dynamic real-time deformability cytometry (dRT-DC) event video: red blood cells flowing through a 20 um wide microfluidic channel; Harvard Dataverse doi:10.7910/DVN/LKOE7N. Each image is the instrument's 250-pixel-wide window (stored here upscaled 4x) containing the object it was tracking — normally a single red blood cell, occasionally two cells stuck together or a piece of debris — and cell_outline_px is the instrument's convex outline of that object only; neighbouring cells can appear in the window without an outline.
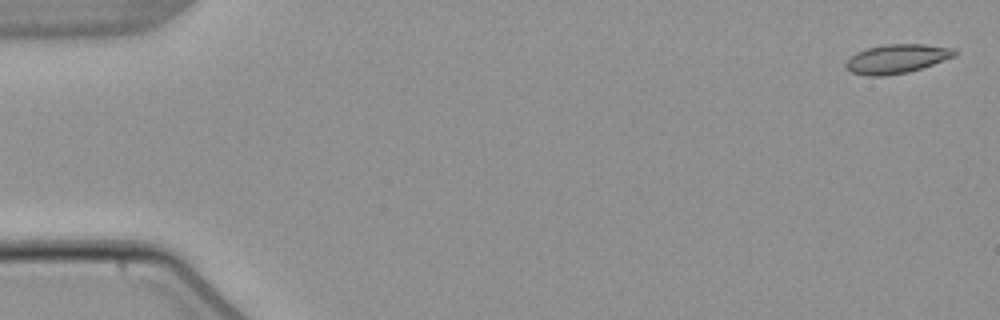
{"species": "common noctule bat (a hibernating species)", "species_latin": "Nyctalus noctula", "temperature_condition": "warm", "stored_images_in_passage": 5, "camera_frame_rate_fps": 3000, "um_per_image_px": 0.085, "animal": {"sex": "male", "body_mass_g": 21.5, "forearm_length_mm": 52.0}, "frame": {"image": 1, "passage_image": 1, "time_ms": 0.0, "image_size_px": [1000, 320], "cell_outline_px": [[956, 56], [908, 72], [884, 76], [868, 76], [852, 72], [844, 68], [844, 64], [856, 52], [868, 48], [884, 44], [924, 44], [956, 48]], "centroid_in_image_um": [76.22, 4.99], "position_along_channel_um": 8.8, "area_um2": 18.38}}
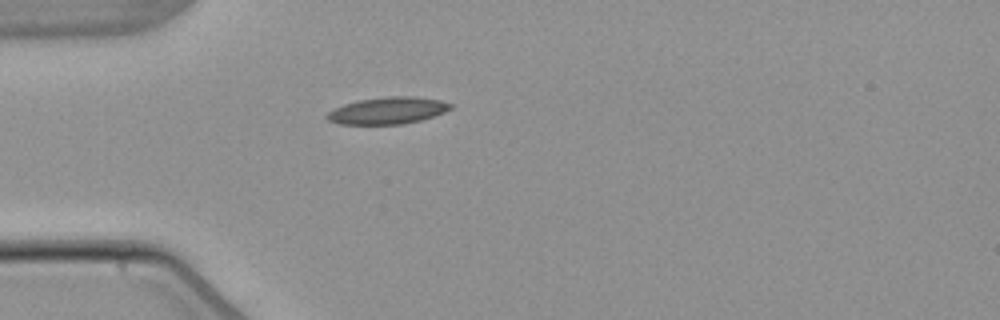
{"frame": {"image": 2, "passage_image": 4, "time_ms": 4.667, "image_size_px": [1000, 320], "cell_outline_px": [[452, 108], [444, 112], [420, 120], [404, 124], [340, 124], [328, 120], [324, 116], [328, 112], [344, 104], [360, 100], [388, 96], [412, 96], [440, 100], [452, 104]], "centroid_in_image_um": [32.95, 9.4], "position_along_channel_um": 52.1, "area_um2": 19.19}}